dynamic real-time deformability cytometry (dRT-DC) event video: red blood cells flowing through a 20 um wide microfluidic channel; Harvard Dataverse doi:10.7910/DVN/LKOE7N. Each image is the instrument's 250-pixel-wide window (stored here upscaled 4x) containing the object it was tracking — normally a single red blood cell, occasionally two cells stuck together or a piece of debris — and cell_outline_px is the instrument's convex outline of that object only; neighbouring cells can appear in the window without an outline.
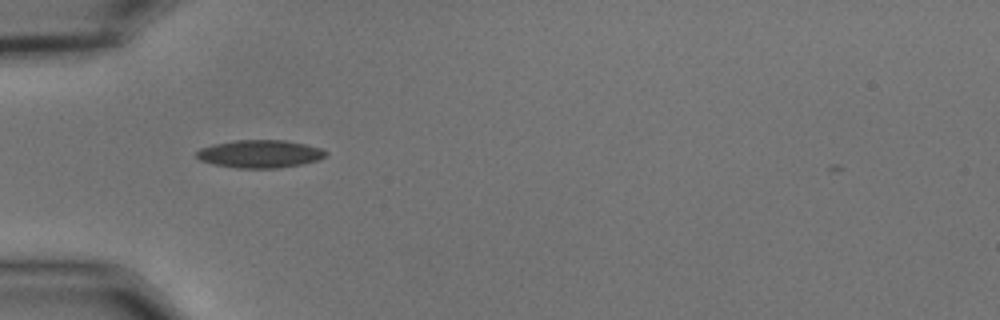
{"species": "common noctule bat (a hibernating species)", "species_latin": "Nyctalus noctula", "temperature_condition": "cold", "stored_images_in_passage": 39, "camera_frame_rate_fps": 3000, "um_per_image_px": 0.085, "animal": {"sex": "male", "body_mass_g": 15.6}, "frame": {"image": 1, "passage_image": 1, "time_ms": 0.0, "image_size_px": [1000, 320], "cell_outline_px": [[328, 152], [324, 156], [316, 160], [300, 164], [280, 168], [236, 168], [212, 164], [200, 160], [196, 156], [196, 152], [200, 148], [212, 144], [236, 140], [284, 140], [304, 144], [320, 148]], "centroid_in_image_um": [22.04, 13.08], "position_along_channel_um": 63.0, "area_um2": 20.87}}
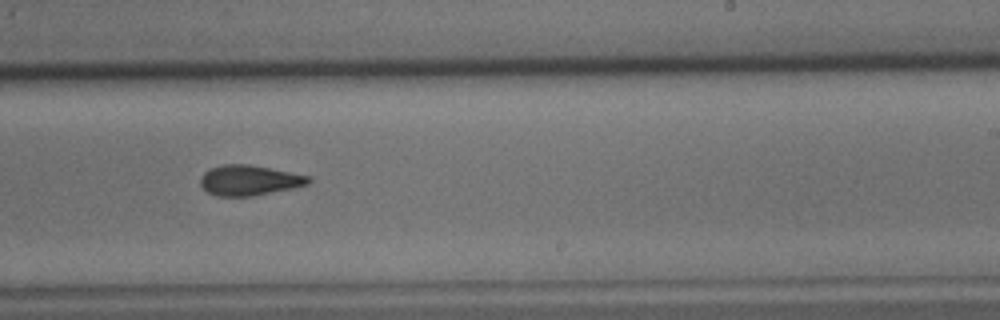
{"frame": {"image": 2, "passage_image": 18, "time_ms": 5.667, "image_size_px": [1000, 320], "cell_outline_px": [[312, 180], [308, 184], [292, 188], [252, 196], [216, 196], [208, 192], [200, 184], [200, 180], [204, 172], [208, 168], [224, 164], [248, 164], [308, 176]], "centroid_in_image_um": [21.14, 15.32], "position_along_channel_um": 267.9, "area_um2": 18.84}}
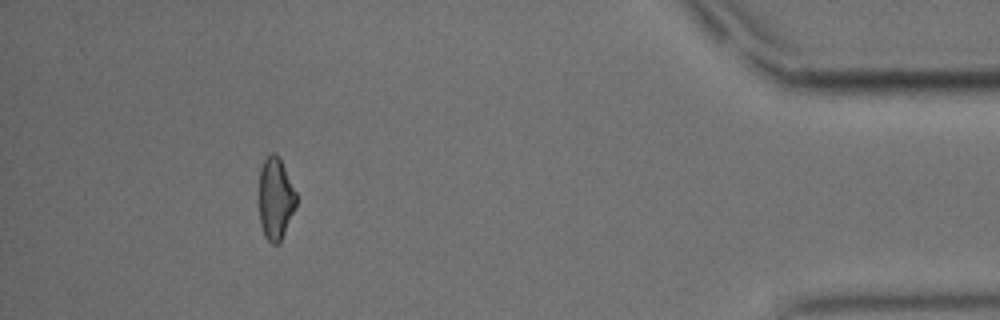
{"frame": {"image": 3, "passage_image": 34, "time_ms": 11.0, "image_size_px": [1000, 320], "cell_outline_px": [[296, 208], [280, 244], [272, 244], [264, 236], [260, 224], [260, 168], [264, 160], [272, 152], [276, 152], [280, 156], [296, 192]], "centroid_in_image_um": [23.44, 16.89], "position_along_channel_um": 411.8, "area_um2": 18.03}, "authors_computed_cell_mechanics": {"area_um2": 18.9006, "velocity_mm_per_s": 3.6534, "shape_relaxation_time_tau1_ms": 6.2414, "shape_relaxation_time_tau2_ms": 3.4611, "deformation_change_tau1": 0.1567, "deformation_change_tau2": 0.1076}}